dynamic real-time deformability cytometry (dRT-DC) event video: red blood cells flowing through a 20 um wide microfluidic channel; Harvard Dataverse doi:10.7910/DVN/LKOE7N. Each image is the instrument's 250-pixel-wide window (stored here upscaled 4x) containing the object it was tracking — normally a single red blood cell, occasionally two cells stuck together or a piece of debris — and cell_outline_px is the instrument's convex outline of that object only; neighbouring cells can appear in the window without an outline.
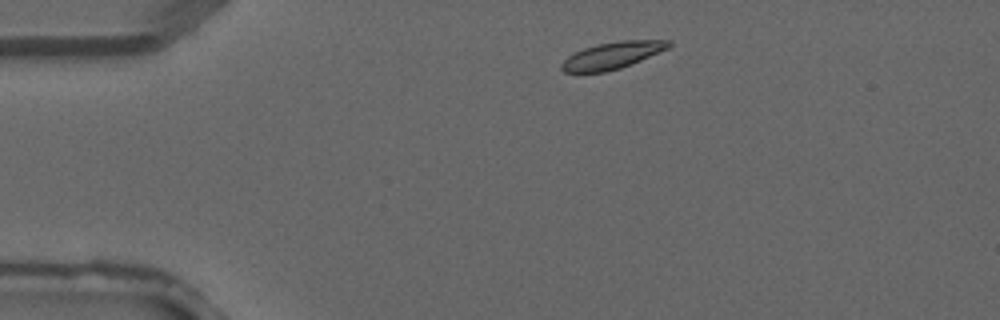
{"species": "common noctule bat (a hibernating species)", "species_latin": "Nyctalus noctula", "temperature_condition": "warm", "stored_images_in_passage": 2, "camera_frame_rate_fps": 3000, "um_per_image_px": 0.085, "animal": {"sex": "male", "forearm_length_mm": 52.5}, "frame": {"image": 1, "passage_image": 1, "time_ms": 0.0, "image_size_px": [1000, 320], "cell_outline_px": [[672, 44], [668, 48], [632, 64], [620, 68], [604, 72], [564, 72], [560, 68], [560, 64], [568, 56], [584, 48], [596, 44], [620, 40], [672, 40]], "centroid_in_image_um": [52.05, 4.7], "position_along_channel_um": 33.0, "area_um2": 16.76}}